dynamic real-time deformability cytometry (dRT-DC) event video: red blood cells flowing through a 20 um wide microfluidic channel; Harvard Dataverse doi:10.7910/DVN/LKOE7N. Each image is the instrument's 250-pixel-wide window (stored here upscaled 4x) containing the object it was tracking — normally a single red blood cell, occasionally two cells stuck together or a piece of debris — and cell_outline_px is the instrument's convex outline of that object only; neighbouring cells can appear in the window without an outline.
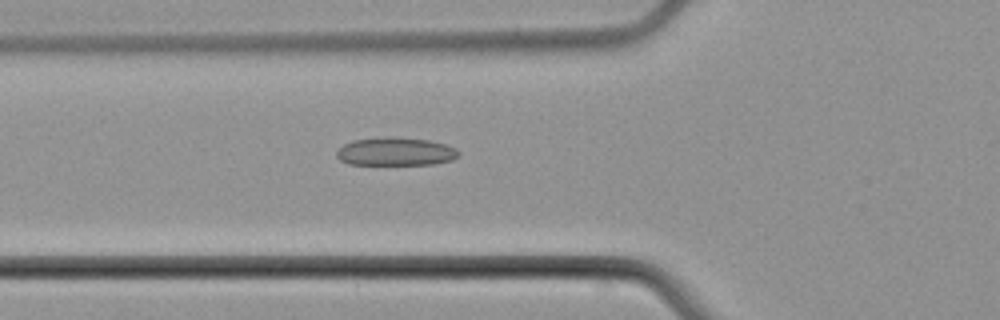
{"species": "common noctule bat (a hibernating species)", "species_latin": "Nyctalus noctula", "temperature_condition": "cold", "stored_images_in_passage": 5, "camera_frame_rate_fps": 3000, "um_per_image_px": 0.085, "animal": {"sex": "male", "body_mass_g": 21.5, "forearm_length_mm": 52.0}, "frame": {"image": 1, "passage_image": 5, "time_ms": 6.0, "image_size_px": [1000, 320], "cell_outline_px": [[460, 156], [452, 160], [432, 164], [348, 164], [340, 160], [336, 156], [336, 152], [344, 144], [352, 140], [388, 136], [396, 136], [428, 140], [444, 144], [456, 148], [460, 152]], "centroid_in_image_um": [33.63, 12.87], "position_along_channel_um": 92.2, "area_um2": 20.17}}